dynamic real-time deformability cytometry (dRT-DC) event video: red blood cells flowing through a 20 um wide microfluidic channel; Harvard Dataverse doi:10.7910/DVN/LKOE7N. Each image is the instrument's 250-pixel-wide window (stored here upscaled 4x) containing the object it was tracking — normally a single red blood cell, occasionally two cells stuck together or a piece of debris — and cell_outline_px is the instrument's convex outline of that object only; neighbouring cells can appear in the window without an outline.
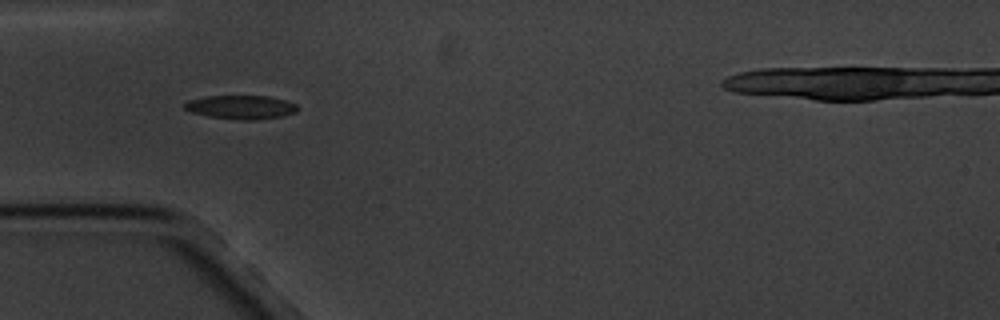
{"species": "common noctule bat (a hibernating species)", "species_latin": "Nyctalus noctula", "temperature_condition": "cold", "stored_images_in_passage": 6, "camera_frame_rate_fps": 3000, "um_per_image_px": 0.085, "animal": {"sex": "male", "body_mass_g": 20.1, "forearm_length_mm": 53.5}, "frame": {"image": 1, "passage_image": 5, "time_ms": 4.667, "image_size_px": [1000, 320], "cell_outline_px": [[300, 108], [296, 112], [284, 116], [256, 120], [244, 120], [208, 116], [192, 112], [184, 108], [184, 104], [188, 100], [208, 96], [268, 96], [284, 100], [296, 104]], "centroid_in_image_um": [20.52, 9.11], "position_along_channel_um": 64.5, "area_um2": 15.61}}
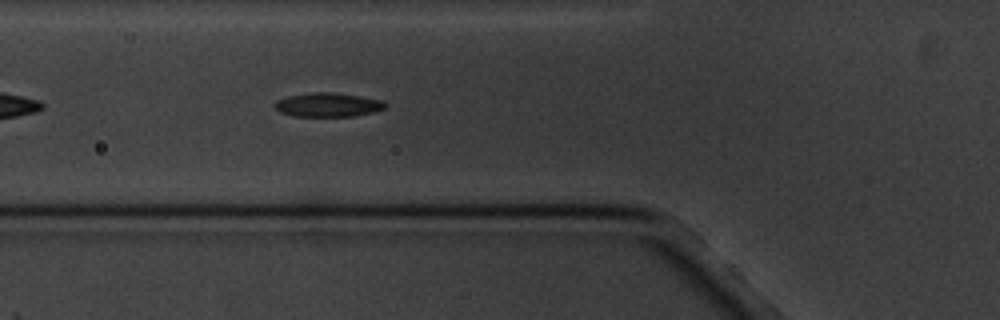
{"frame": {"image": 2, "passage_image": 6, "time_ms": 5.667, "image_size_px": [1000, 320], "cell_outline_px": [[388, 104], [384, 108], [372, 112], [352, 116], [292, 116], [280, 112], [276, 108], [276, 100], [288, 96], [312, 92], [332, 92], [384, 100]], "centroid_in_image_um": [27.88, 8.9], "position_along_channel_um": 97.9, "area_um2": 15.32}}